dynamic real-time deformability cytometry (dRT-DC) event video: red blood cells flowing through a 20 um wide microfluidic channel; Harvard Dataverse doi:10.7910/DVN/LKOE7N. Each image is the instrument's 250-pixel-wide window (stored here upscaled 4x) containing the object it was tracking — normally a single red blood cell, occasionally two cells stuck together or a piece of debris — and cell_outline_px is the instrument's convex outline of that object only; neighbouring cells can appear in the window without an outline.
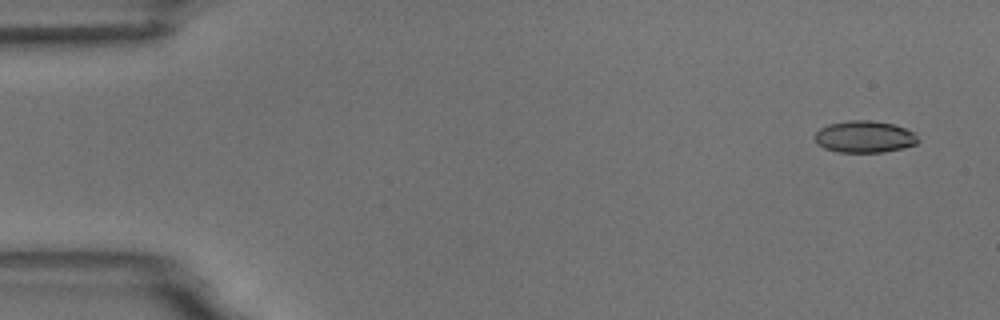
{"species": "common noctule bat (a hibernating species)", "species_latin": "Nyctalus noctula", "temperature_condition": "room temperature", "stored_images_in_passage": 4, "camera_frame_rate_fps": 3000, "um_per_image_px": 0.085, "animal": {"sex": "male", "body_mass_g": 18.8}, "frame": {"image": 1, "passage_image": 1, "time_ms": 0.0, "image_size_px": [1000, 320], "cell_outline_px": [[920, 140], [916, 144], [904, 148], [884, 152], [836, 152], [824, 148], [816, 144], [812, 136], [820, 128], [828, 124], [848, 120], [872, 120], [892, 124], [904, 128], [912, 132]], "centroid_in_image_um": [73.43, 11.63], "position_along_channel_um": 11.6, "area_um2": 19.36}}